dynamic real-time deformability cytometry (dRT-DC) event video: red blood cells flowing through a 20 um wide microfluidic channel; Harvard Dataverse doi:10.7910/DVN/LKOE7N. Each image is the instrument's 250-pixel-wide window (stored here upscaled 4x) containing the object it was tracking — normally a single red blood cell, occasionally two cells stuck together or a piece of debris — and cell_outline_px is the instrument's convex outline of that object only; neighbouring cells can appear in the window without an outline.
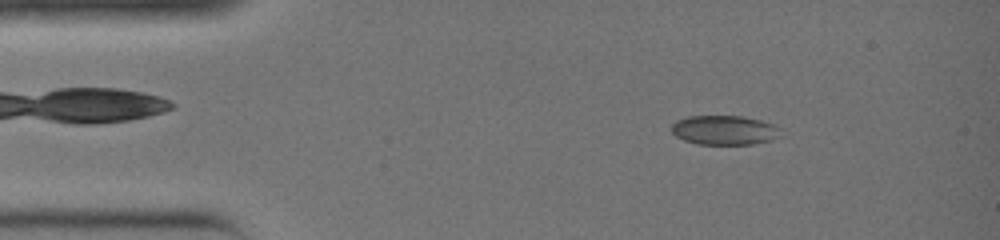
{"species": "common noctule bat (a hibernating species)", "species_latin": "Nyctalus noctula", "temperature_condition": "warm", "stored_images_in_passage": 34, "camera_frame_rate_fps": 3000, "um_per_image_px": 0.085, "animal": {"sex": "female", "body_mass_g": 19.0, "forearm_length_mm": 51.5}, "frame": {"image": 1, "passage_image": 4, "time_ms": 1.0, "image_size_px": [1000, 240], "cell_outline_px": [[784, 128], [772, 140], [752, 144], [696, 144], [684, 140], [676, 136], [672, 132], [672, 124], [676, 120], [688, 116], [744, 116], [776, 124]], "centroid_in_image_um": [61.6, 11.05], "position_along_channel_um": 23.4, "area_um2": 18.84}}
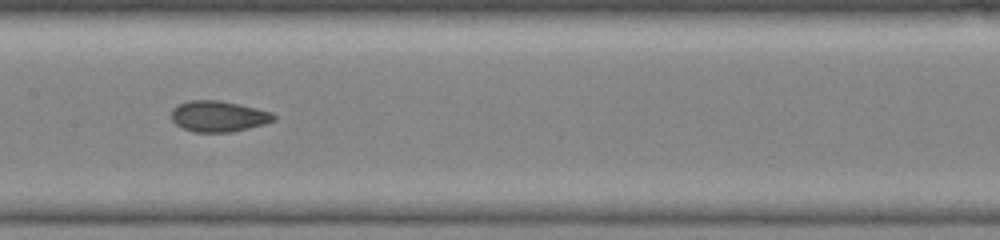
{"frame": {"image": 2, "passage_image": 17, "time_ms": 5.333, "image_size_px": [1000, 240], "cell_outline_px": [[276, 120], [264, 124], [232, 132], [192, 132], [180, 128], [172, 120], [172, 108], [176, 104], [188, 100], [220, 100], [240, 104], [272, 112], [276, 116]], "centroid_in_image_um": [18.55, 9.88], "position_along_channel_um": 188.9, "area_um2": 18.73}}
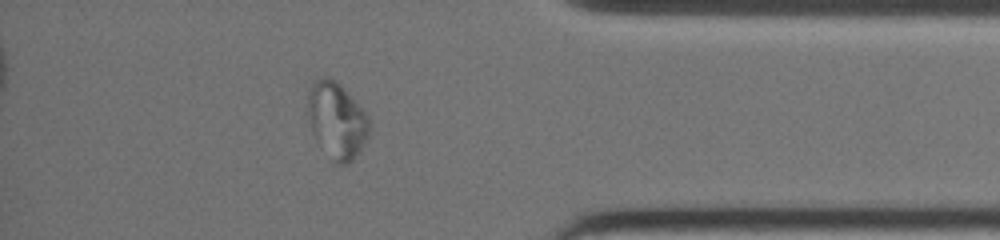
{"frame": {"image": 3, "passage_image": 30, "time_ms": 9.667, "image_size_px": [1000, 240], "cell_outline_px": [[372, 132], [356, 156], [348, 164], [336, 164], [332, 160], [316, 140], [312, 132], [308, 112], [308, 92], [312, 84], [320, 76], [328, 76], [340, 84], [352, 96], [368, 116]], "centroid_in_image_um": [28.65, 10.23], "position_along_channel_um": 406.5, "area_um2": 27.46}}